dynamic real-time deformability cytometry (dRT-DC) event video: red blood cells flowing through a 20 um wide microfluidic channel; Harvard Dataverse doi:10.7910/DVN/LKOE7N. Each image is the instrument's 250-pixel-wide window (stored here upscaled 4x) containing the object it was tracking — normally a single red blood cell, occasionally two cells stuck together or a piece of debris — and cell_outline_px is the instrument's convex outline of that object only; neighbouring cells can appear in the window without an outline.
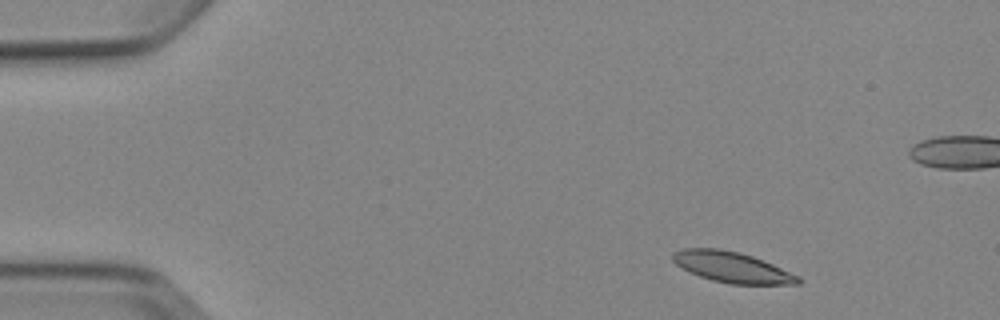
{"species": "Egyptian fruit bat (a non-hibernating species)", "species_latin": "Rousettus aegyptiacus", "temperature_condition": "cold", "stored_images_in_passage": 5, "camera_frame_rate_fps": 3000, "um_per_image_px": 0.085, "animal": {"sex": "female"}, "frame": {"image": 1, "passage_image": 2, "time_ms": 1.333, "image_size_px": [1000, 320], "cell_outline_px": [[804, 280], [800, 284], [728, 284], [712, 280], [700, 276], [676, 264], [672, 260], [672, 256], [676, 252], [684, 248], [720, 248], [740, 252], [752, 256], [772, 264], [800, 276]], "centroid_in_image_um": [62.28, 22.71], "position_along_channel_um": 22.7, "area_um2": 22.31}}